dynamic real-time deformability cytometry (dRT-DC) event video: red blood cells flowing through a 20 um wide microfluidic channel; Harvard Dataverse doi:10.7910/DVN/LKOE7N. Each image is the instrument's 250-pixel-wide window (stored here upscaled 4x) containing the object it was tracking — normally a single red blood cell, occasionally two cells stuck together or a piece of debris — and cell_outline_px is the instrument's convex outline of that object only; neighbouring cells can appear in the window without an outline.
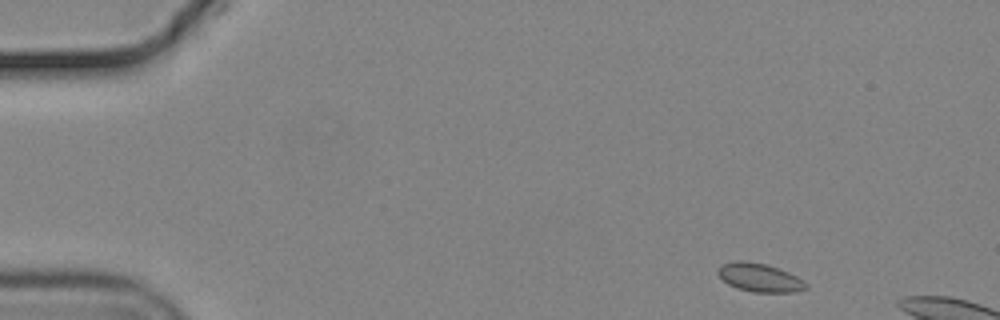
{"species": "common noctule bat (a hibernating species)", "species_latin": "Nyctalus noctula", "temperature_condition": "cold", "stored_images_in_passage": 7, "camera_frame_rate_fps": 3000, "um_per_image_px": 0.085, "animal": {"sex": "male", "body_mass_g": 19.2, "forearm_length_mm": 51.8}, "frame": {"image": 1, "passage_image": 1, "time_ms": 0.0, "image_size_px": [1000, 320], "cell_outline_px": [[808, 288], [796, 292], [752, 292], [736, 288], [728, 284], [716, 272], [720, 264], [732, 260], [744, 260], [768, 264], [788, 272], [804, 280], [808, 284]], "centroid_in_image_um": [64.56, 23.58], "position_along_channel_um": 20.4, "area_um2": 14.91}}